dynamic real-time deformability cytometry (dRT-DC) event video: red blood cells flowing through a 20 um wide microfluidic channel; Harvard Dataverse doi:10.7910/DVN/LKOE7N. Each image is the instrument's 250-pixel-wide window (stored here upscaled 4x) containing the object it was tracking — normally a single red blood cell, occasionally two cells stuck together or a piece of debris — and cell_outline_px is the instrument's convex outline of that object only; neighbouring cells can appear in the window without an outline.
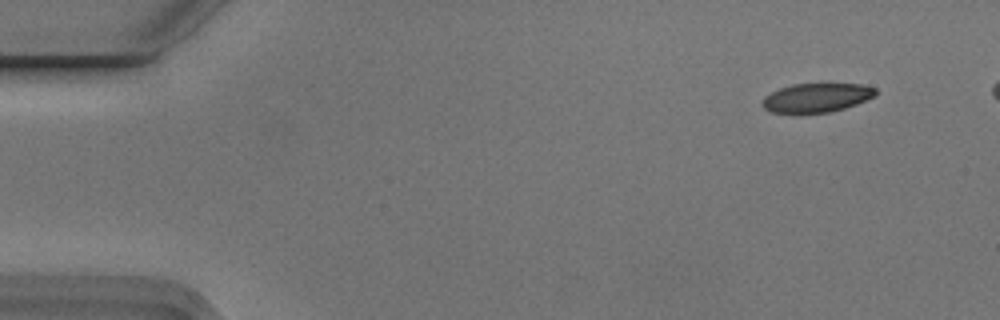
{"species": "Egyptian fruit bat (a non-hibernating species)", "species_latin": "Rousettus aegyptiacus", "temperature_condition": "cold", "stored_images_in_passage": 6, "camera_frame_rate_fps": 3000, "um_per_image_px": 0.085, "animal": {"sex": "male"}, "frame": {"image": 1, "passage_image": 2, "time_ms": 0.333, "image_size_px": [1000, 320], "cell_outline_px": [[876, 96], [856, 104], [832, 112], [796, 116], [772, 112], [764, 108], [760, 104], [764, 96], [780, 88], [792, 84], [860, 84], [876, 88]], "centroid_in_image_um": [69.35, 8.35], "position_along_channel_um": 15.7, "area_um2": 19.83}}